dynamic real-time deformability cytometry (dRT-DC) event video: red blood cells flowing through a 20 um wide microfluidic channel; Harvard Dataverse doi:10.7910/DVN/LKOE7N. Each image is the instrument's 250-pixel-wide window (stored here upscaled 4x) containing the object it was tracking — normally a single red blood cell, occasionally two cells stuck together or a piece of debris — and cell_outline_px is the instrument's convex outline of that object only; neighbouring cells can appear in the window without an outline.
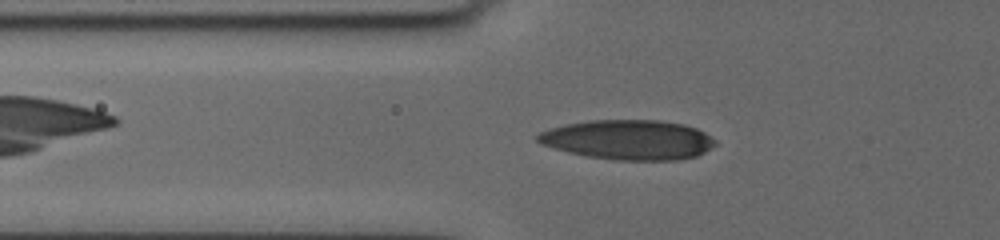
{"species": "human", "species_latin": "Homo sapiens", "temperature_condition": "cold", "stored_images_in_passage": 11, "camera_frame_rate_fps": 3000, "um_per_image_px": 0.085, "donor": {"sex": "female"}, "frame": {"image": 1, "passage_image": 4, "time_ms": 1.667, "image_size_px": [1000, 240], "cell_outline_px": [[716, 144], [712, 148], [696, 156], [676, 160], [612, 160], [588, 156], [568, 152], [544, 144], [536, 140], [536, 136], [540, 132], [548, 128], [564, 124], [588, 120], [656, 120], [684, 124], [696, 128], [704, 132], [716, 140]], "centroid_in_image_um": [53.42, 11.87], "position_along_channel_um": 72.4, "area_um2": 41.15}}
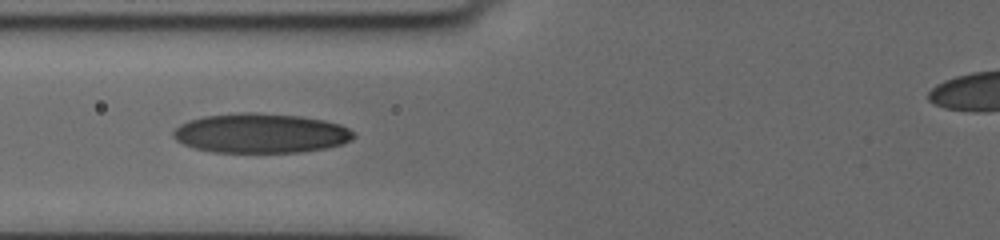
{"frame": {"image": 2, "passage_image": 6, "time_ms": 2.667, "image_size_px": [1000, 240], "cell_outline_px": [[356, 136], [352, 140], [340, 144], [324, 148], [300, 152], [212, 152], [196, 148], [184, 144], [176, 140], [172, 136], [172, 132], [180, 124], [188, 120], [204, 116], [240, 112], [256, 112], [300, 116], [324, 120], [340, 124], [356, 132]], "centroid_in_image_um": [22.16, 11.31], "position_along_channel_um": 103.6, "area_um2": 41.73}}
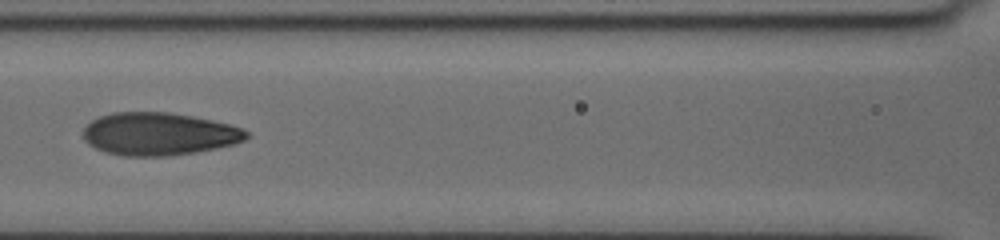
{"frame": {"image": 3, "passage_image": 9, "time_ms": 4.0, "image_size_px": [1000, 240], "cell_outline_px": [[248, 136], [244, 140], [232, 144], [216, 148], [192, 152], [164, 156], [124, 156], [104, 152], [88, 144], [84, 140], [84, 128], [92, 120], [100, 116], [112, 112], [168, 112], [192, 116], [212, 120], [244, 128], [248, 132]], "centroid_in_image_um": [13.48, 11.38], "position_along_channel_um": 153.1, "area_um2": 40.46}}